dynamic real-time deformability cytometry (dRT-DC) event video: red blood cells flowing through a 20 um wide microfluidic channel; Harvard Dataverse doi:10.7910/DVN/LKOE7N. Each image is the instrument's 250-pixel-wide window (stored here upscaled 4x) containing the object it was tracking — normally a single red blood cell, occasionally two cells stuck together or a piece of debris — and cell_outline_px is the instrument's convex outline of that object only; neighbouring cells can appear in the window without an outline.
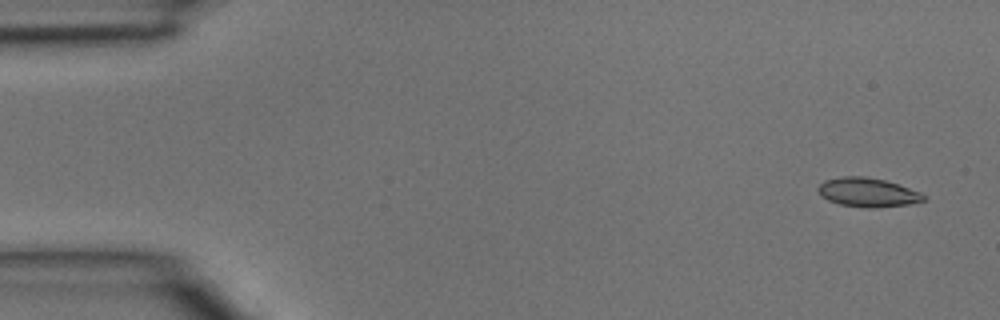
{"species": "common noctule bat (a hibernating species)", "species_latin": "Nyctalus noctula", "temperature_condition": "room temperature", "stored_images_in_passage": 4, "camera_frame_rate_fps": 3000, "um_per_image_px": 0.085, "animal": {"sex": "male", "body_mass_g": 15.6}, "frame": {"image": 1, "passage_image": 1, "time_ms": 0.0, "image_size_px": [1000, 320], "cell_outline_px": [[924, 200], [908, 204], [876, 208], [864, 208], [840, 204], [828, 200], [820, 196], [816, 188], [824, 180], [844, 176], [864, 176], [884, 180], [920, 192], [924, 196]], "centroid_in_image_um": [73.69, 16.35], "position_along_channel_um": 11.3, "area_um2": 17.74}}
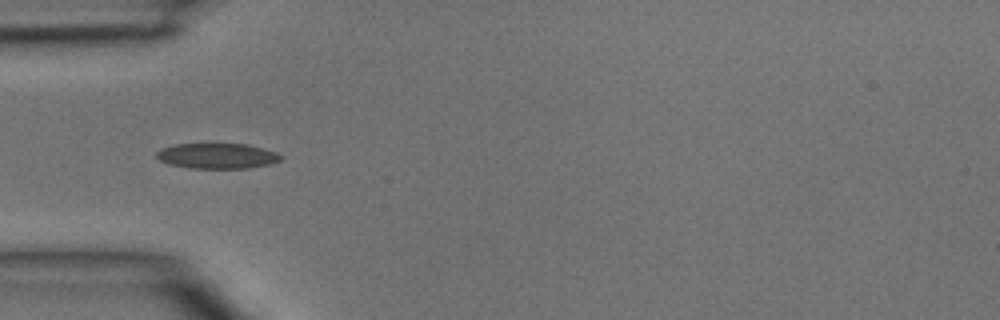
{"frame": {"image": 2, "passage_image": 4, "time_ms": 1.0, "image_size_px": [1000, 320], "cell_outline_px": [[284, 156], [280, 160], [272, 164], [248, 168], [188, 168], [168, 164], [160, 160], [156, 156], [156, 152], [160, 148], [176, 144], [248, 144], [264, 148], [276, 152]], "centroid_in_image_um": [18.48, 13.25], "position_along_channel_um": 66.5, "area_um2": 18.55}}